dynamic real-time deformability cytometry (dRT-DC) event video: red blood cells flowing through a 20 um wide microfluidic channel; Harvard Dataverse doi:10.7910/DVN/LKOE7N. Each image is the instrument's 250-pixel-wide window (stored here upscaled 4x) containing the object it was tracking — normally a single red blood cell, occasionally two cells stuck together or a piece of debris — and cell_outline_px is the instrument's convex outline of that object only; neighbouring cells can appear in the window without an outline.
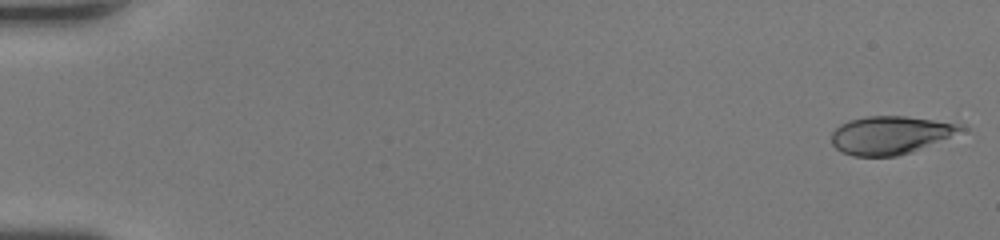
{"species": "human", "species_latin": "Homo sapiens", "temperature_condition": "room temperature", "stored_images_in_passage": 48, "camera_frame_rate_fps": 3000, "um_per_image_px": 0.085, "donor": {"sex": "female"}, "frame": {"image": 1, "passage_image": 1, "time_ms": 0.0, "image_size_px": [1000, 240], "cell_outline_px": [[968, 128], [912, 152], [896, 156], [852, 156], [836, 148], [832, 144], [832, 132], [840, 124], [848, 120], [864, 116], [904, 116], [960, 124]], "centroid_in_image_um": [75.64, 11.48], "position_along_channel_um": 9.4, "area_um2": 28.38}}
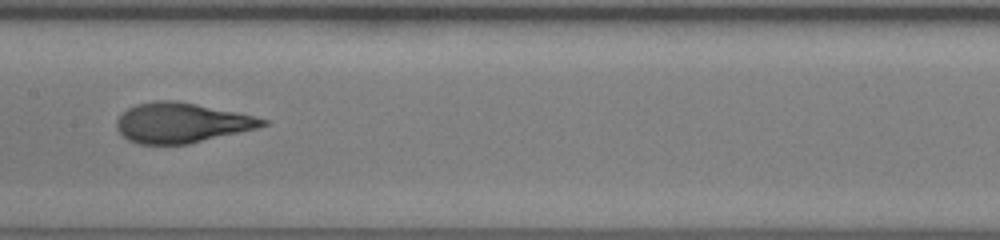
{"frame": {"image": 2, "passage_image": 27, "time_ms": 8.667, "image_size_px": [1000, 240], "cell_outline_px": [[268, 124], [256, 128], [188, 144], [140, 144], [128, 140], [116, 128], [116, 120], [128, 108], [136, 104], [160, 100], [172, 100], [236, 112], [268, 120]], "centroid_in_image_um": [15.39, 10.44], "position_along_channel_um": 192.0, "area_um2": 33.41}}
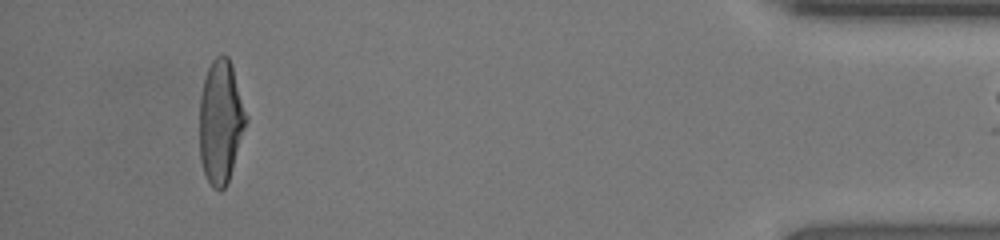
{"frame": {"image": 3, "passage_image": 47, "time_ms": 15.333, "image_size_px": [1000, 240], "cell_outline_px": [[248, 120], [228, 180], [224, 188], [220, 192], [212, 188], [204, 172], [200, 160], [200, 96], [204, 80], [208, 68], [212, 60], [216, 56], [228, 56], [232, 64], [248, 116]], "centroid_in_image_um": [18.77, 10.33], "position_along_channel_um": 416.4, "area_um2": 33.47}}